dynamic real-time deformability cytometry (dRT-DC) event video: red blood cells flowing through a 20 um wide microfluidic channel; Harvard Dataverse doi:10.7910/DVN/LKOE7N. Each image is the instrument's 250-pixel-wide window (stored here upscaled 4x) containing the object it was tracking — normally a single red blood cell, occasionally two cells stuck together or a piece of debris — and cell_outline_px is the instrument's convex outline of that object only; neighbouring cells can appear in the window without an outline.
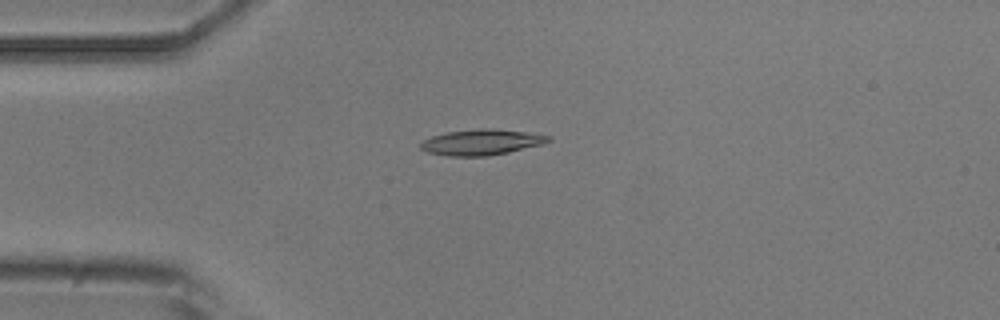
{"species": "common noctule bat (a hibernating species)", "species_latin": "Nyctalus noctula", "temperature_condition": "room temperature", "stored_images_in_passage": 10, "camera_frame_rate_fps": 3000, "um_per_image_px": 0.085, "animal": {"sex": "male", "body_mass_g": 20.5, "forearm_length_mm": 52.5}, "frame": {"image": 1, "passage_image": 4, "time_ms": 4.333, "image_size_px": [1000, 320], "cell_outline_px": [[552, 140], [544, 144], [508, 152], [488, 156], [448, 156], [428, 152], [420, 148], [420, 140], [432, 136], [448, 132], [480, 128], [496, 128], [552, 136]], "centroid_in_image_um": [40.93, 12.08], "position_along_channel_um": 44.1, "area_um2": 19.25}}
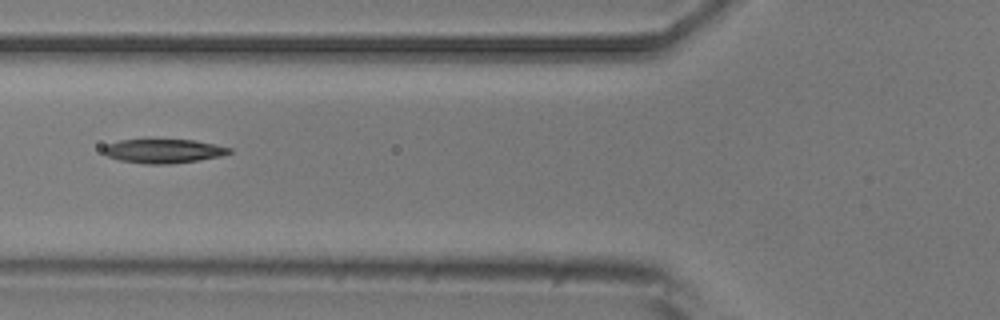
{"frame": {"image": 2, "passage_image": 6, "time_ms": 6.667, "image_size_px": [1000, 320], "cell_outline_px": [[232, 152], [220, 156], [196, 160], [168, 164], [144, 164], [120, 160], [108, 156], [100, 148], [108, 144], [120, 140], [192, 140], [232, 148]], "centroid_in_image_um": [13.86, 12.84], "position_along_channel_um": 111.9, "area_um2": 17.34}}
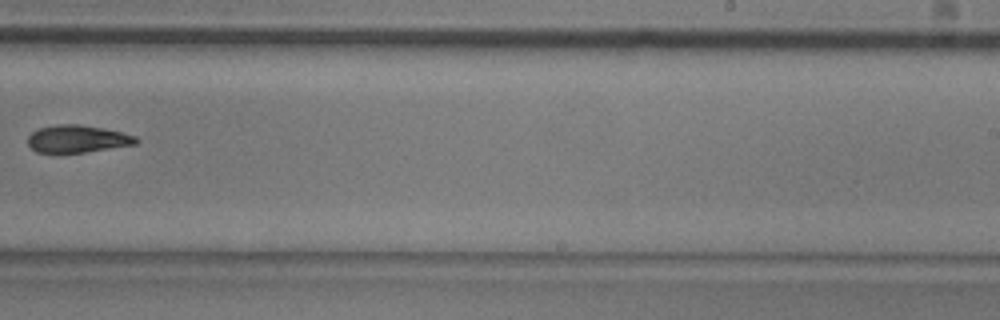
{"frame": {"image": 3, "passage_image": 10, "time_ms": 11.333, "image_size_px": [1000, 320], "cell_outline_px": [[140, 140], [136, 144], [84, 152], [36, 152], [28, 144], [28, 136], [32, 132], [40, 128], [56, 124], [76, 124], [100, 128], [120, 132], [136, 136]], "centroid_in_image_um": [6.57, 11.8], "position_along_channel_um": 282.4, "area_um2": 16.99}}